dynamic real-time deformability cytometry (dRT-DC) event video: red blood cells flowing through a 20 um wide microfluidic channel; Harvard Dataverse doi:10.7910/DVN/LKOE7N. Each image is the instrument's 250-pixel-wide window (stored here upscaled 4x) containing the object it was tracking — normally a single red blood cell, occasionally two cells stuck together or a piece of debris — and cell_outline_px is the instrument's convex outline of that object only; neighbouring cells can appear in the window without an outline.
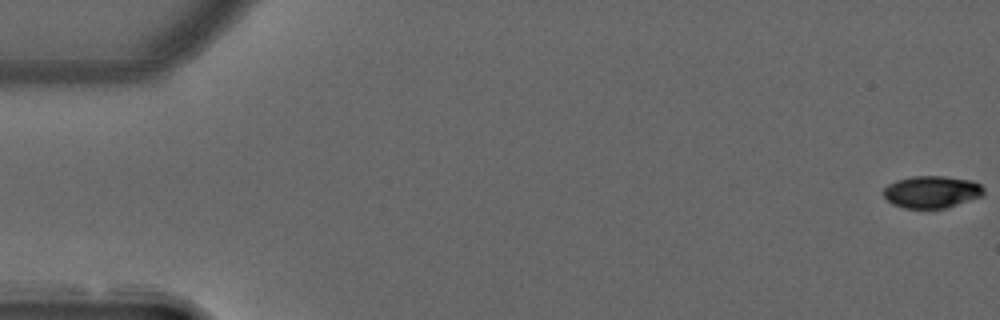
{"species": "common noctule bat (a hibernating species)", "species_latin": "Nyctalus noctula", "temperature_condition": "warm", "stored_images_in_passage": 43, "camera_frame_rate_fps": 3000, "um_per_image_px": 0.085, "animal": {"sex": "male", "forearm_length_mm": 52.5}, "frame": {"image": 1, "passage_image": 1, "time_ms": 0.0, "image_size_px": [1000, 320], "cell_outline_px": [[984, 196], [948, 208], [904, 208], [892, 204], [884, 196], [884, 188], [888, 184], [896, 180], [912, 176], [944, 176], [972, 180], [980, 184], [984, 188]], "centroid_in_image_um": [79.23, 16.31], "position_along_channel_um": 5.8, "area_um2": 19.02}}
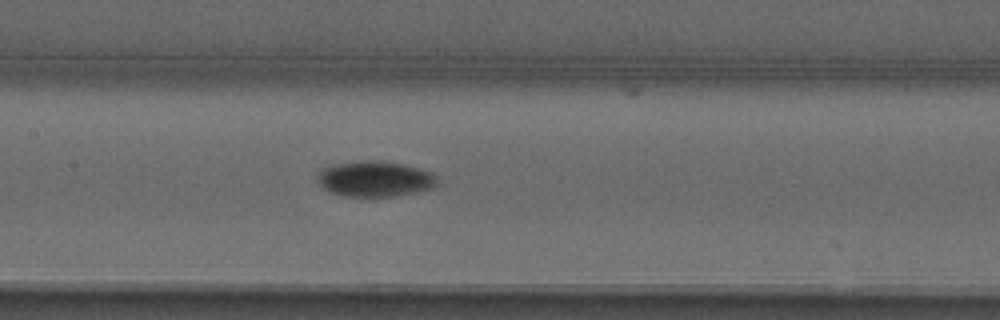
{"frame": {"image": 2, "passage_image": 27, "time_ms": 8.667, "image_size_px": [1000, 320], "cell_outline_px": [[436, 184], [432, 188], [416, 192], [392, 196], [344, 196], [332, 192], [324, 188], [316, 180], [316, 172], [320, 168], [336, 164], [364, 160], [404, 164], [432, 172], [436, 176]], "centroid_in_image_um": [31.82, 15.2], "position_along_channel_um": 175.6, "area_um2": 24.68}}
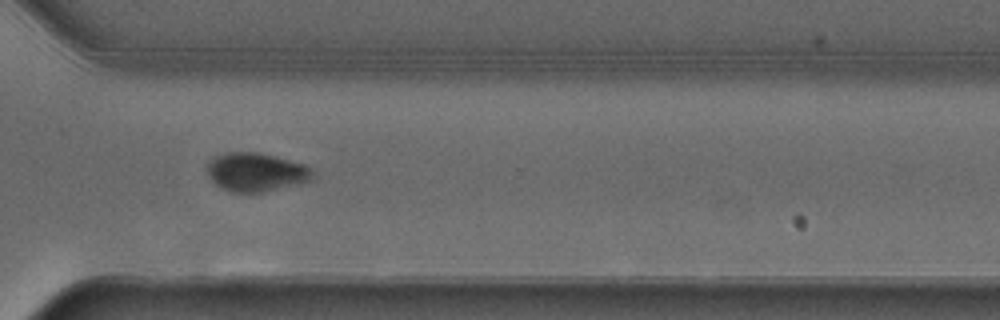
{"frame": {"image": 3, "passage_image": 41, "time_ms": 13.333, "image_size_px": [1000, 320], "cell_outline_px": [[312, 180], [260, 192], [232, 192], [216, 184], [208, 176], [208, 160], [216, 156], [228, 152], [260, 152], [304, 164], [312, 172]], "centroid_in_image_um": [21.72, 14.61], "position_along_channel_um": 348.9, "area_um2": 23.29}}